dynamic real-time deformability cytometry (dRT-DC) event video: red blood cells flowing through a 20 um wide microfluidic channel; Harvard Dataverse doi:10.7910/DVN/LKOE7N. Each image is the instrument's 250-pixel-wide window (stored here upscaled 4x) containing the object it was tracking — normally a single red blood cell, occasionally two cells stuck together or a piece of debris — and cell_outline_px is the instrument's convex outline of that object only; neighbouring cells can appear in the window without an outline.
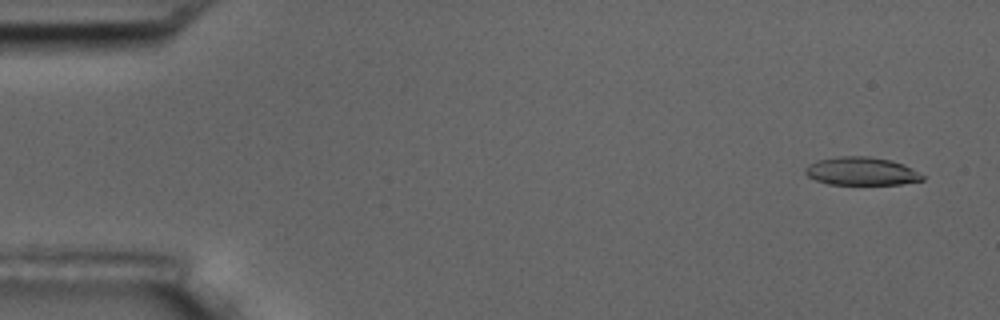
{"species": "common noctule bat (a hibernating species)", "species_latin": "Nyctalus noctula", "temperature_condition": "room temperature", "stored_images_in_passage": 13, "camera_frame_rate_fps": 3000, "um_per_image_px": 0.085, "animal": {"sex": "male", "body_mass_g": 17.5, "forearm_length_mm": 52.3}, "frame": {"image": 1, "passage_image": 3, "time_ms": 0.667, "image_size_px": [1000, 320], "cell_outline_px": [[924, 180], [900, 184], [828, 184], [816, 180], [808, 176], [804, 172], [804, 168], [808, 164], [816, 160], [840, 156], [868, 156], [892, 160], [924, 176]], "centroid_in_image_um": [73.15, 14.55], "position_along_channel_um": 11.9, "area_um2": 19.02}}